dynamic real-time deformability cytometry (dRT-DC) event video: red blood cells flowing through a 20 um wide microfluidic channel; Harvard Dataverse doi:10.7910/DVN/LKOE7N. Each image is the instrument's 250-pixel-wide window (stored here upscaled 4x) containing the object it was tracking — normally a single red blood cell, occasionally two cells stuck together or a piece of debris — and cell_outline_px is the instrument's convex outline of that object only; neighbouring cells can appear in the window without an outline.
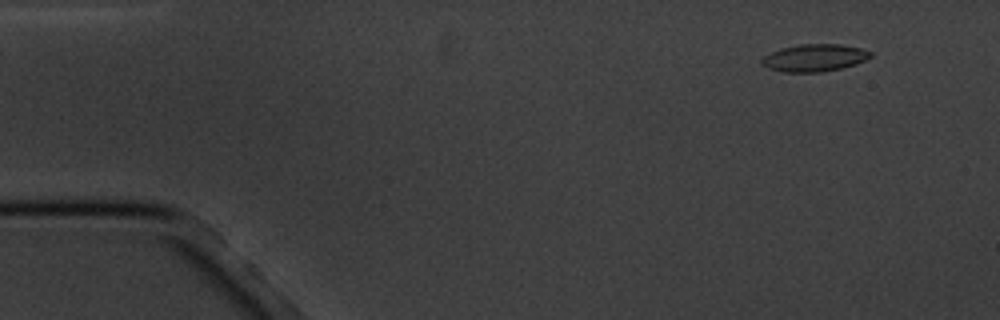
{"species": "common noctule bat (a hibernating species)", "species_latin": "Nyctalus noctula", "temperature_condition": "cold", "stored_images_in_passage": 6, "camera_frame_rate_fps": 3000, "um_per_image_px": 0.085, "animal": {"sex": "male", "body_mass_g": 20.1, "forearm_length_mm": 53.5}, "frame": {"image": 1, "passage_image": 1, "time_ms": 0.0, "image_size_px": [1000, 320], "cell_outline_px": [[872, 56], [856, 64], [840, 68], [820, 72], [784, 72], [768, 68], [760, 64], [760, 60], [764, 56], [780, 48], [796, 44], [840, 44], [860, 48], [872, 52]], "centroid_in_image_um": [69.19, 4.91], "position_along_channel_um": 15.8, "area_um2": 17.34}}
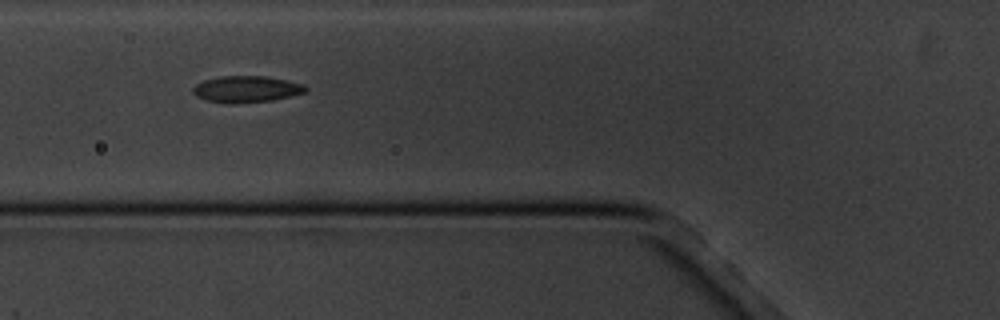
{"frame": {"image": 2, "passage_image": 5, "time_ms": 5.333, "image_size_px": [1000, 320], "cell_outline_px": [[308, 92], [272, 100], [232, 104], [204, 100], [196, 96], [192, 92], [192, 88], [196, 84], [204, 80], [220, 76], [268, 76], [304, 84], [308, 88]], "centroid_in_image_um": [20.95, 7.58], "position_along_channel_um": 104.9, "area_um2": 17.57}}
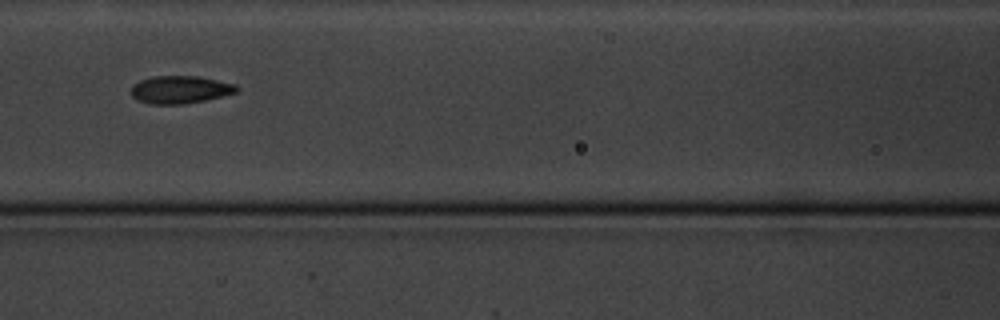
{"frame": {"image": 3, "passage_image": 6, "time_ms": 6.667, "image_size_px": [1000, 320], "cell_outline_px": [[240, 92], [204, 100], [184, 104], [152, 104], [136, 100], [132, 96], [132, 84], [140, 80], [152, 76], [196, 76], [236, 84], [240, 88]], "centroid_in_image_um": [15.32, 7.62], "position_along_channel_um": 151.3, "area_um2": 17.11}}